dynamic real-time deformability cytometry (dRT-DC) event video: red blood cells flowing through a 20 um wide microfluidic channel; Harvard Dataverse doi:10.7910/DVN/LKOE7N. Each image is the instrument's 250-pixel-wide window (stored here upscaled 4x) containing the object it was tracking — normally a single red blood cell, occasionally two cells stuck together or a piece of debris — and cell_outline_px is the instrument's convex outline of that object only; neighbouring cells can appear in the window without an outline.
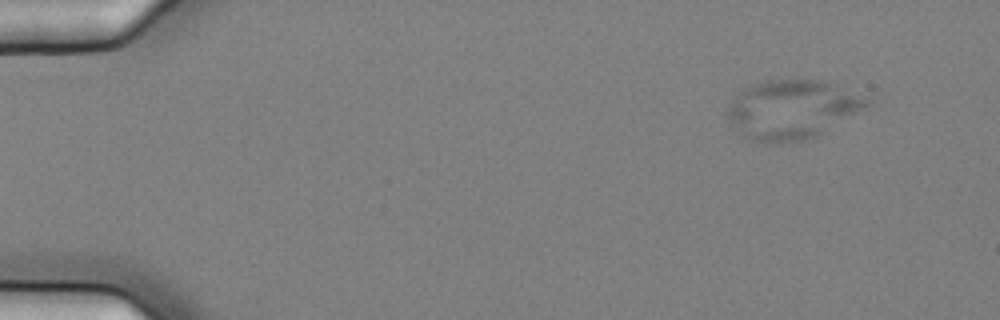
{"species": "common noctule bat (a hibernating species)", "species_latin": "Nyctalus noctula", "temperature_condition": "cold", "stored_images_in_passage": 7, "camera_frame_rate_fps": 3000, "um_per_image_px": 0.085, "animal": {"sex": "female", "body_mass_g": 25.1}, "frame": {"image": 1, "passage_image": 1, "time_ms": 0.0, "image_size_px": [1000, 320], "cell_outline_px": [[872, 104], [816, 136], [804, 140], [760, 140], [744, 136], [728, 120], [728, 108], [736, 96], [744, 88], [752, 84], [768, 80], [824, 80], [872, 100]], "centroid_in_image_um": [67.36, 9.26], "position_along_channel_um": 17.6, "area_um2": 46.53}}
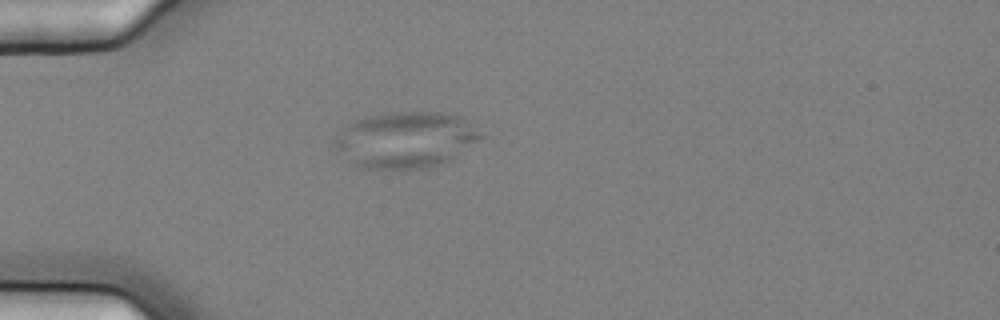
{"frame": {"image": 2, "passage_image": 4, "time_ms": 1.0, "image_size_px": [1000, 320], "cell_outline_px": [[488, 136], [456, 156], [440, 164], [400, 172], [364, 168], [356, 164], [336, 148], [332, 144], [344, 128], [356, 120], [364, 116], [388, 112], [444, 112], [460, 116]], "centroid_in_image_um": [34.55, 11.89], "position_along_channel_um": 50.4, "area_um2": 48.26}}
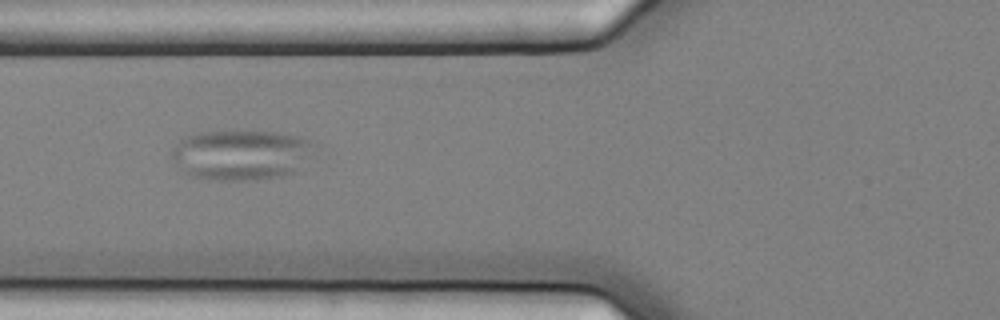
{"frame": {"image": 3, "passage_image": 6, "time_ms": 1.667, "image_size_px": [1000, 320], "cell_outline_px": [[316, 144], [308, 156], [292, 172], [284, 176], [256, 180], [208, 180], [188, 176], [184, 172], [172, 156], [172, 148], [184, 136], [196, 132], [276, 132], [300, 136]], "centroid_in_image_um": [20.44, 13.17], "position_along_channel_um": 105.4, "area_um2": 41.44}}